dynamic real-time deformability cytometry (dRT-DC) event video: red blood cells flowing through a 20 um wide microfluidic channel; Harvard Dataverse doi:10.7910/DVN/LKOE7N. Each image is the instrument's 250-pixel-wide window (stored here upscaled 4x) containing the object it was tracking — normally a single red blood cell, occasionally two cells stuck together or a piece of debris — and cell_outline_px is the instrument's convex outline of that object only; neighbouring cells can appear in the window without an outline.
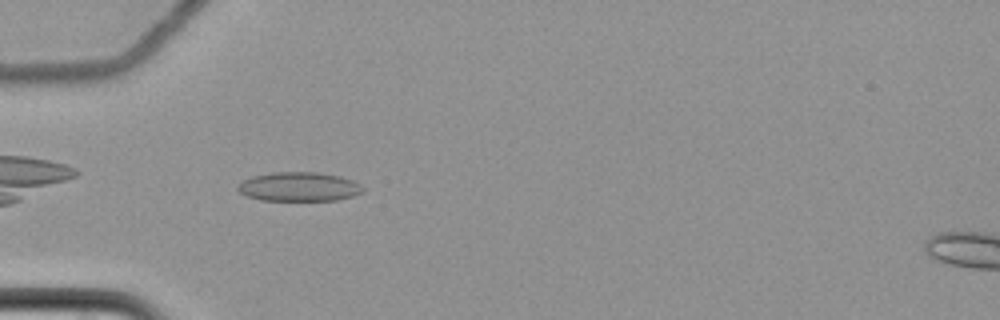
{"species": "common noctule bat (a hibernating species)", "species_latin": "Nyctalus noctula", "temperature_condition": "cold", "stored_images_in_passage": 43, "camera_frame_rate_fps": 3000, "um_per_image_px": 0.085, "animal": {"sex": "female", "body_mass_g": 22.7, "forearm_length_mm": 54.2}, "frame": {"image": 1, "passage_image": 3, "time_ms": 0.667, "image_size_px": [1000, 320], "cell_outline_px": [[364, 192], [352, 196], [336, 200], [260, 200], [248, 196], [240, 192], [236, 188], [244, 180], [252, 176], [272, 172], [316, 172], [340, 176], [352, 180], [360, 184], [364, 188]], "centroid_in_image_um": [25.43, 15.87], "position_along_channel_um": 59.6, "area_um2": 21.15}}
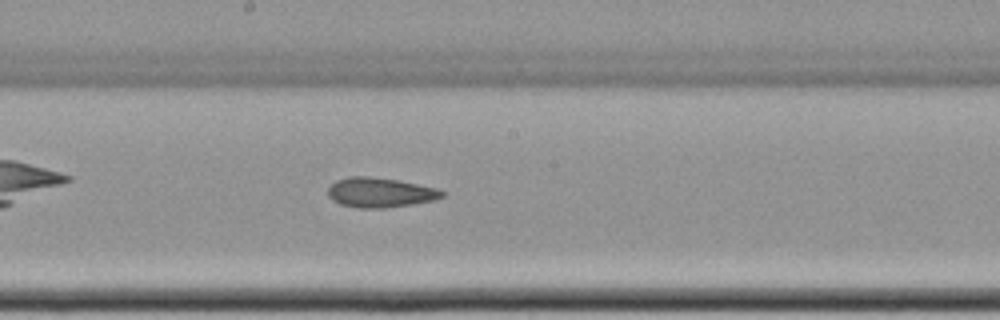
{"frame": {"image": 2, "passage_image": 17, "time_ms": 5.333, "image_size_px": [1000, 320], "cell_outline_px": [[444, 196], [432, 200], [412, 204], [384, 208], [356, 208], [340, 204], [332, 200], [328, 196], [328, 188], [336, 180], [348, 176], [368, 176], [396, 180], [440, 188], [444, 192]], "centroid_in_image_um": [32.29, 16.36], "position_along_channel_um": 215.9, "area_um2": 19.83}}
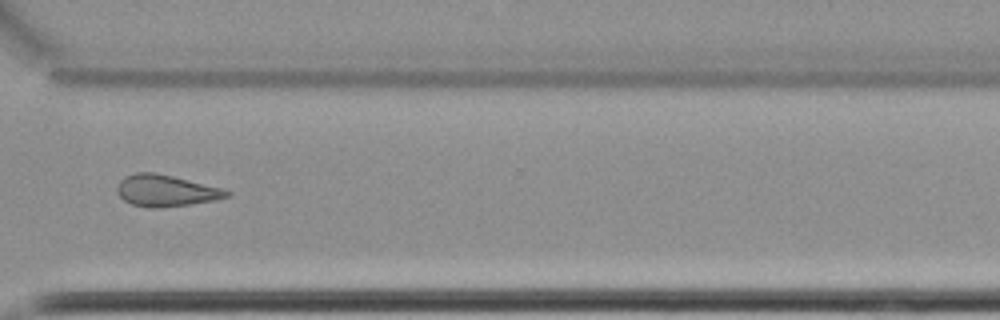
{"frame": {"image": 3, "passage_image": 29, "time_ms": 9.333, "image_size_px": [1000, 320], "cell_outline_px": [[232, 192], [228, 196], [216, 200], [160, 208], [148, 208], [132, 204], [124, 200], [116, 192], [116, 184], [124, 176], [136, 172], [152, 172], [172, 176], [220, 188]], "centroid_in_image_um": [14.03, 16.21], "position_along_channel_um": 356.6, "area_um2": 20.06}, "authors_computed_cell_mechanics": {"area_um2": 20.1722, "velocity_mm_per_s": 3.4984, "shape_relaxation_time_tau1_ms": null, "shape_relaxation_time_tau2_ms": 4.0379, "deformation_change_tau1": null, "deformation_change_tau2": 0.0892}}